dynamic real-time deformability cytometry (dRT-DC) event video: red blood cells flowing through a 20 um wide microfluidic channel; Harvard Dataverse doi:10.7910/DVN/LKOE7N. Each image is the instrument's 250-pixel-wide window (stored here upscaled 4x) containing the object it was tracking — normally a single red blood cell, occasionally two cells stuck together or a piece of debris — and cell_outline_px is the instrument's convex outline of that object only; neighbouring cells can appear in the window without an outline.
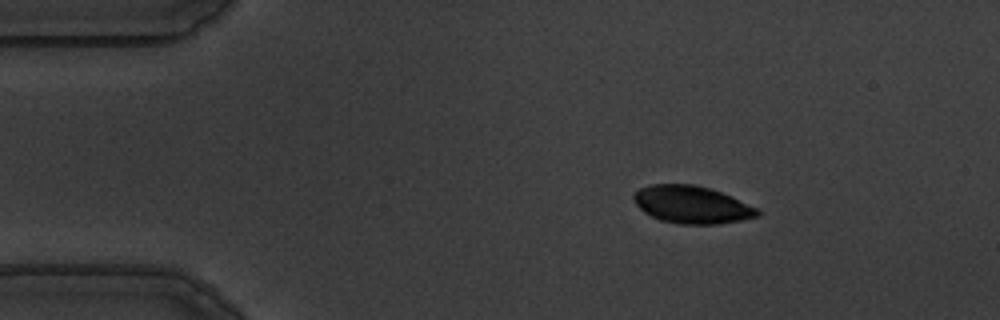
{"species": "common noctule bat (a hibernating species)", "species_latin": "Nyctalus noctula", "temperature_condition": "warm", "stored_images_in_passage": 48, "camera_frame_rate_fps": 3000, "um_per_image_px": 0.085, "animal": {"sex": "male", "body_mass_g": 19.5, "forearm_length_mm": 54.6}, "frame": {"image": 1, "passage_image": 1, "time_ms": 0.0, "image_size_px": [1000, 320], "cell_outline_px": [[764, 212], [760, 216], [744, 220], [720, 224], [680, 224], [660, 220], [644, 212], [636, 204], [632, 196], [640, 188], [652, 184], [696, 184], [720, 192], [756, 208]], "centroid_in_image_um": [58.82, 17.41], "position_along_channel_um": 26.2, "area_um2": 26.99}}
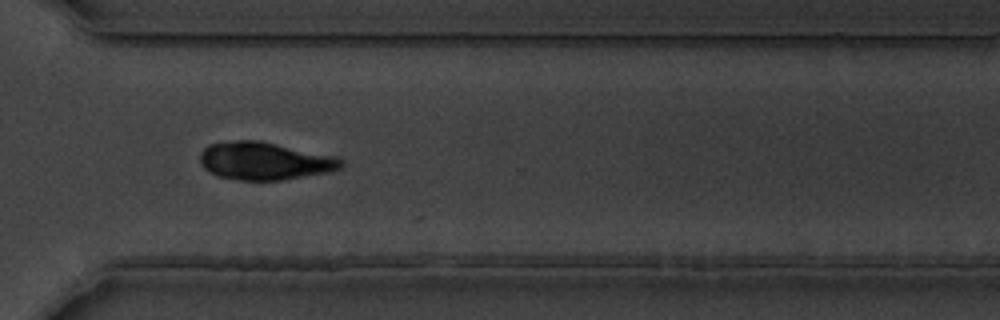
{"frame": {"image": 2, "passage_image": 33, "time_ms": 10.667, "image_size_px": [1000, 320], "cell_outline_px": [[344, 168], [332, 172], [280, 180], [240, 180], [220, 176], [204, 168], [200, 160], [200, 152], [208, 144], [236, 140], [260, 140], [336, 156], [344, 160]], "centroid_in_image_um": [22.56, 13.67], "position_along_channel_um": 348.0, "area_um2": 31.27}}
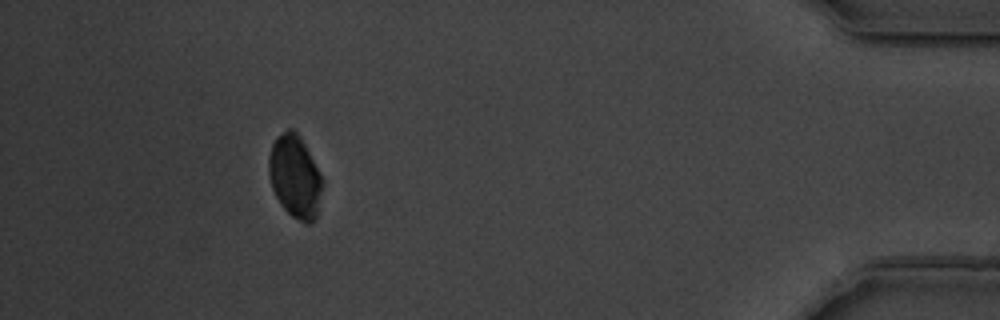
{"frame": {"image": 3, "passage_image": 43, "time_ms": 14.0, "image_size_px": [1000, 320], "cell_outline_px": [[324, 184], [316, 216], [312, 224], [304, 224], [292, 216], [280, 204], [272, 188], [268, 172], [268, 156], [272, 144], [276, 136], [288, 128], [292, 128], [300, 136], [320, 172], [324, 180]], "centroid_in_image_um": [25.08, 15.01], "position_along_channel_um": 410.1, "area_um2": 26.18}}